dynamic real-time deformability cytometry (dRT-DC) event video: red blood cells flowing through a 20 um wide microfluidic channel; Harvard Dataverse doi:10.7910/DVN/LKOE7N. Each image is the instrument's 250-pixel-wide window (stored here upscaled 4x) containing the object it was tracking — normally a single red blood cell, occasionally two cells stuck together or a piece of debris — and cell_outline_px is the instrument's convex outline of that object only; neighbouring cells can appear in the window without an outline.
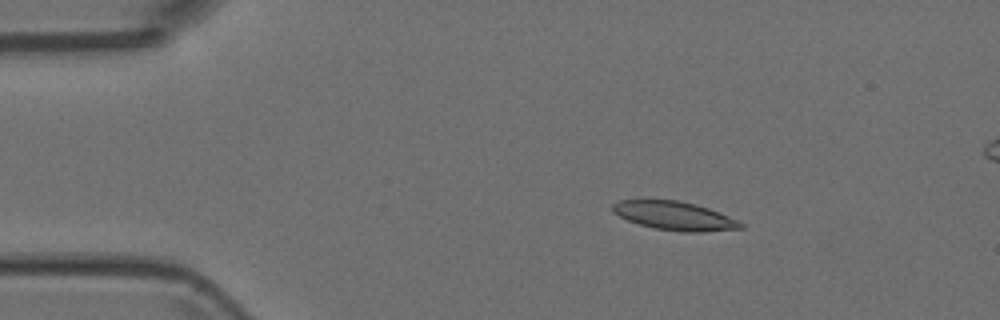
{"species": "Egyptian fruit bat (a non-hibernating species)", "species_latin": "Rousettus aegyptiacus", "temperature_condition": "room temperature", "stored_images_in_passage": 6, "camera_frame_rate_fps": 3000, "um_per_image_px": 0.085, "animal": {"sex": "female"}, "frame": {"image": 1, "passage_image": 3, "time_ms": 0.667, "image_size_px": [1000, 320], "cell_outline_px": [[744, 228], [704, 232], [680, 232], [652, 228], [628, 220], [612, 212], [612, 204], [620, 200], [676, 200], [696, 204], [720, 212], [744, 224]], "centroid_in_image_um": [57.34, 18.35], "position_along_channel_um": 27.7, "area_um2": 21.39}}